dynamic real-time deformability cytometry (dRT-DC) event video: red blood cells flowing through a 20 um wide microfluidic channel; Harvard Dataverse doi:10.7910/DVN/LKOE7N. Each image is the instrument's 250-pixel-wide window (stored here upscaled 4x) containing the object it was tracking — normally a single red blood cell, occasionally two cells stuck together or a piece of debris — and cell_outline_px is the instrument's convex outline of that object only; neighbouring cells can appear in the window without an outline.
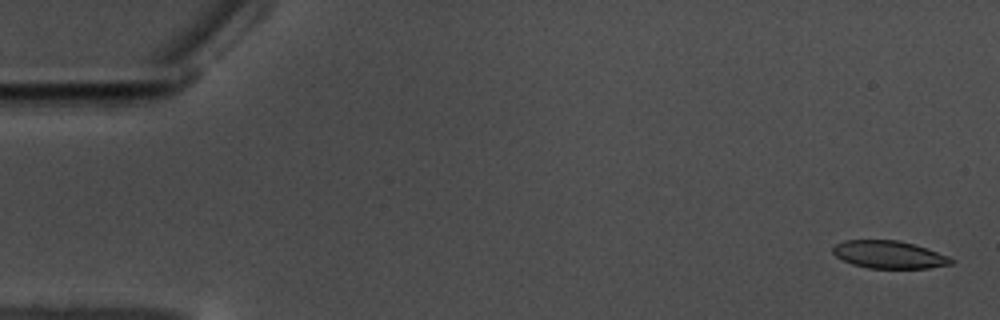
{"species": "common noctule bat (a hibernating species)", "species_latin": "Nyctalus noctula", "temperature_condition": "warm", "stored_images_in_passage": 59, "camera_frame_rate_fps": 3000, "um_per_image_px": 0.085, "animal": {"sex": "male", "body_mass_g": 17.5, "forearm_length_mm": 52.3}, "frame": {"image": 1, "passage_image": 2, "time_ms": 0.333, "image_size_px": [1000, 320], "cell_outline_px": [[956, 260], [952, 264], [928, 268], [868, 268], [852, 264], [836, 256], [832, 252], [832, 248], [836, 244], [844, 240], [900, 240], [948, 256]], "centroid_in_image_um": [75.56, 21.64], "position_along_channel_um": 9.4, "area_um2": 18.9}}
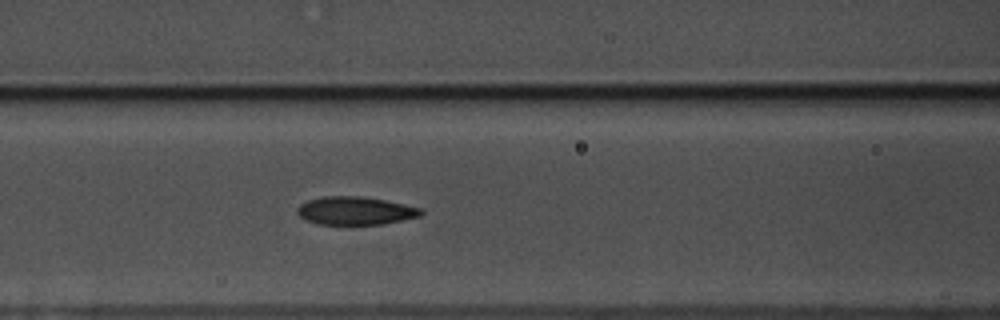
{"frame": {"image": 2, "passage_image": 25, "time_ms": 8.0, "image_size_px": [1000, 320], "cell_outline_px": [[424, 212], [420, 216], [384, 224], [316, 224], [300, 216], [296, 212], [296, 208], [300, 204], [308, 200], [324, 196], [360, 196], [384, 200], [404, 204], [420, 208]], "centroid_in_image_um": [30.19, 17.91], "position_along_channel_um": 136.4, "area_um2": 20.17}}
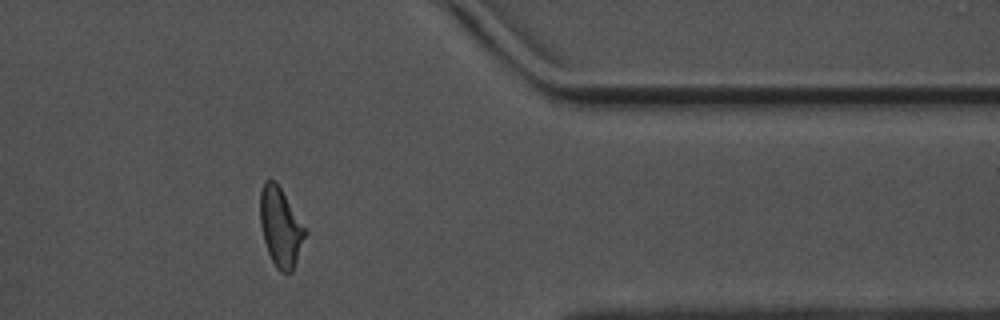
{"frame": {"image": 3, "passage_image": 48, "time_ms": 15.667, "image_size_px": [1000, 320], "cell_outline_px": [[308, 232], [292, 272], [280, 272], [276, 268], [268, 252], [264, 240], [260, 224], [260, 192], [264, 180], [276, 180], [308, 228]], "centroid_in_image_um": [23.88, 19.27], "position_along_channel_um": 387.5, "area_um2": 21.21}, "authors_computed_cell_mechanics": {"area_um2": 20.4612, "velocity_mm_per_s": 3.5084, "shape_relaxation_time_tau1_ms": 4.2463, "shape_relaxation_time_tau2_ms": 1.5503, "deformation_change_tau1": 0.1569, "deformation_change_tau2": 0.0802}}